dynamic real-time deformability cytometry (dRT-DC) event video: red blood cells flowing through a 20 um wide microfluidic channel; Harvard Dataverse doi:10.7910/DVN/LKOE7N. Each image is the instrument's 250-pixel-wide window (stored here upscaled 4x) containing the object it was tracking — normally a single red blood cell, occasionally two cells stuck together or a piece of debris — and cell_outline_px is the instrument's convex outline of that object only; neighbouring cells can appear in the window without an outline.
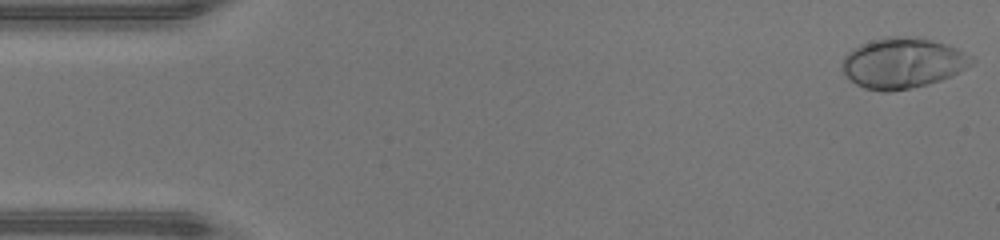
{"species": "human", "species_latin": "Homo sapiens", "temperature_condition": "warm", "stored_images_in_passage": 47, "camera_frame_rate_fps": 3000, "um_per_image_px": 0.085, "donor": {"sex": "male"}, "frame": {"image": 1, "passage_image": 1, "time_ms": 0.0, "image_size_px": [1000, 240], "cell_outline_px": [[976, 60], [972, 64], [952, 76], [928, 84], [912, 88], [888, 92], [884, 92], [864, 88], [856, 84], [844, 72], [840, 64], [844, 56], [852, 48], [860, 44], [872, 40], [888, 36], [916, 36], [932, 40], [956, 48], [972, 56]], "centroid_in_image_um": [76.72, 5.35], "position_along_channel_um": 8.3, "area_um2": 38.26}}
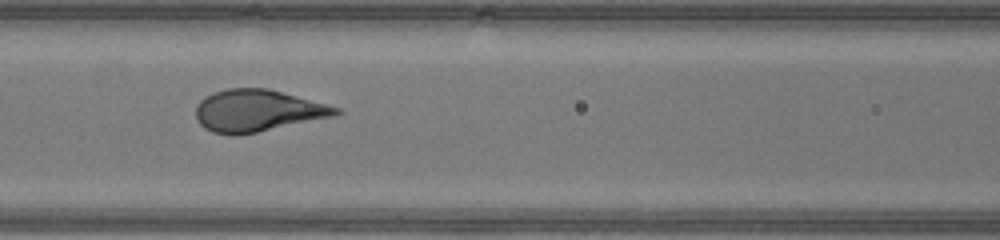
{"frame": {"image": 2, "passage_image": 20, "time_ms": 6.333, "image_size_px": [1000, 240], "cell_outline_px": [[344, 112], [332, 116], [256, 132], [232, 136], [212, 132], [204, 128], [200, 124], [196, 116], [196, 108], [200, 100], [212, 92], [228, 88], [268, 88], [340, 108]], "centroid_in_image_um": [21.84, 9.4], "position_along_channel_um": 144.8, "area_um2": 33.87}}
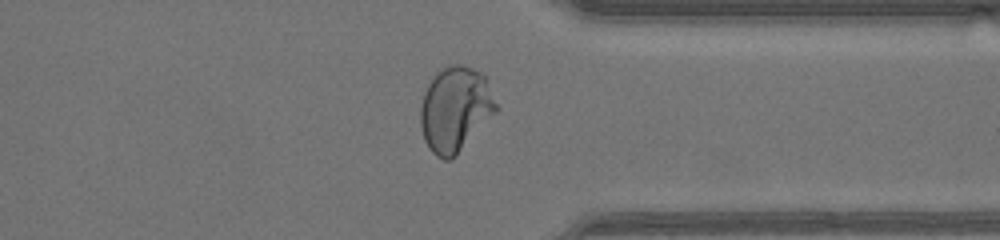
{"frame": {"image": 3, "passage_image": 36, "time_ms": 11.667, "image_size_px": [1000, 240], "cell_outline_px": [[500, 108], [456, 156], [452, 160], [444, 160], [436, 156], [428, 148], [424, 140], [420, 128], [420, 108], [424, 92], [428, 84], [440, 68], [448, 64], [464, 64], [480, 72], [484, 76]], "centroid_in_image_um": [38.69, 9.29], "position_along_channel_um": 372.7, "area_um2": 37.86}}